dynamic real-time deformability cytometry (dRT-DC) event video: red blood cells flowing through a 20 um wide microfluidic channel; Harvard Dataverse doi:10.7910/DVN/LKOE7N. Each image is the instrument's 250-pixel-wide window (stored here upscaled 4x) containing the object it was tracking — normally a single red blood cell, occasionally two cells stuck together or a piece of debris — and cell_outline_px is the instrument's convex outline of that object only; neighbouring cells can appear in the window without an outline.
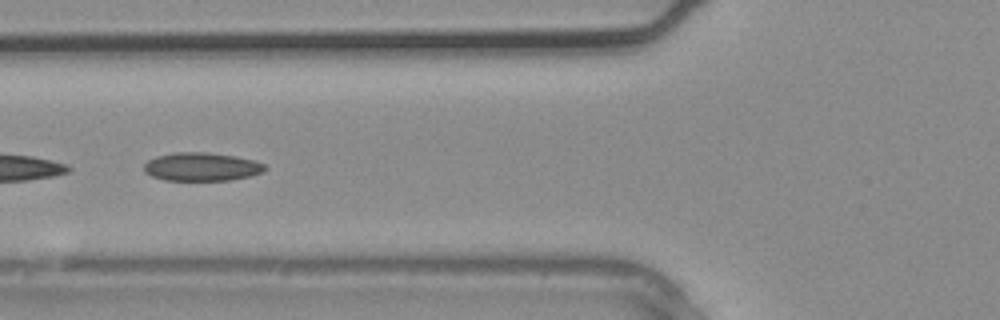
{"species": "common noctule bat (a hibernating species)", "species_latin": "Nyctalus noctula", "temperature_condition": "warm", "stored_images_in_passage": 4, "camera_frame_rate_fps": 3000, "um_per_image_px": 0.085, "animal": {"sex": "male", "body_mass_g": 20.4}, "frame": {"image": 1, "passage_image": 4, "time_ms": 1.0, "image_size_px": [1000, 320], "cell_outline_px": [[268, 168], [264, 172], [248, 176], [228, 180], [164, 180], [152, 176], [144, 172], [144, 164], [148, 160], [156, 156], [176, 152], [208, 152], [236, 156], [252, 160], [264, 164]], "centroid_in_image_um": [17.13, 14.17], "position_along_channel_um": 108.7, "area_um2": 20.0}}